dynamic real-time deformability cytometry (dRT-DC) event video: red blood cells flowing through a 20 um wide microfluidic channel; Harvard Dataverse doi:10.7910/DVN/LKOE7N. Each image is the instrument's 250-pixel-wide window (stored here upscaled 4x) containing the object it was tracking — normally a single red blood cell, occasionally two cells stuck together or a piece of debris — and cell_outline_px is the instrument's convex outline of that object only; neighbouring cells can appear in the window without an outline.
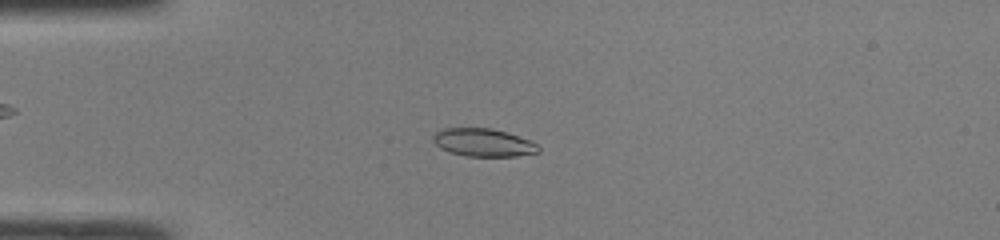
{"species": "common noctule bat (a hibernating species)", "species_latin": "Nyctalus noctula", "temperature_condition": "room temperature", "stored_images_in_passage": 46, "camera_frame_rate_fps": 3000, "um_per_image_px": 0.085, "animal": {"sex": "male", "body_mass_g": 19.0, "forearm_length_mm": 50.8}, "frame": {"image": 1, "passage_image": 11, "time_ms": 3.333, "image_size_px": [1000, 240], "cell_outline_px": [[540, 152], [516, 156], [464, 156], [448, 152], [440, 148], [432, 140], [432, 136], [440, 128], [492, 128], [532, 140], [540, 148]], "centroid_in_image_um": [41.06, 12.11], "position_along_channel_um": 43.9, "area_um2": 17.34}}
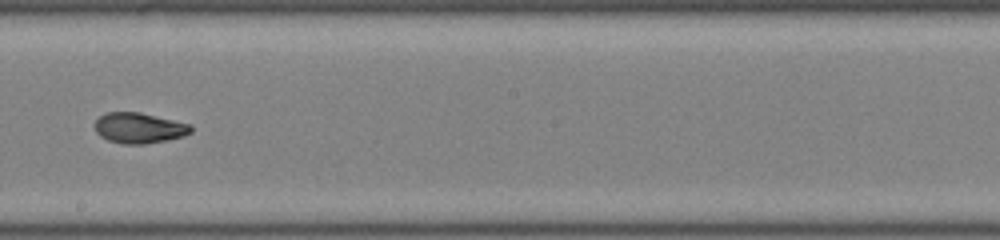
{"frame": {"image": 2, "passage_image": 26, "time_ms": 8.333, "image_size_px": [1000, 240], "cell_outline_px": [[192, 132], [184, 136], [144, 144], [124, 144], [108, 140], [100, 136], [96, 132], [96, 120], [100, 116], [108, 112], [140, 112], [192, 124]], "centroid_in_image_um": [11.85, 10.87], "position_along_channel_um": 236.4, "area_um2": 17.05}}
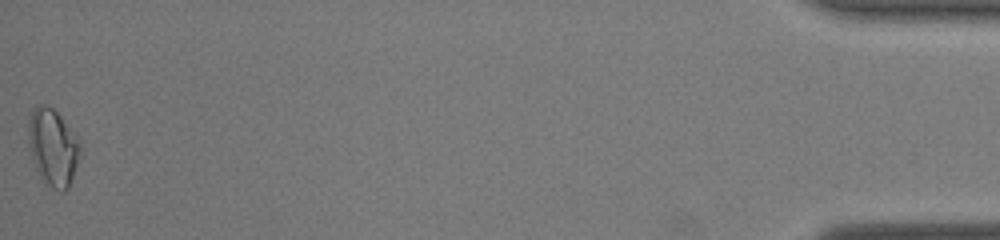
{"frame": {"image": 3, "passage_image": 46, "time_ms": 15.0, "image_size_px": [1000, 240], "cell_outline_px": [[80, 156], [68, 188], [64, 192], [60, 192], [52, 188], [40, 180], [32, 156], [28, 140], [28, 120], [32, 112], [40, 104], [44, 104], [52, 108], [60, 116], [80, 144]], "centroid_in_image_um": [4.48, 12.57], "position_along_channel_um": 430.7, "area_um2": 22.89}, "authors_computed_cell_mechanics": {"area_um2": 17.5423, "velocity_mm_per_s": 4.313, "shape_relaxation_time_tau1_ms": null, "shape_relaxation_time_tau2_ms": 1.6233, "deformation_change_tau1": null, "deformation_change_tau2": 0.0521}}